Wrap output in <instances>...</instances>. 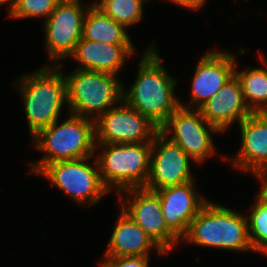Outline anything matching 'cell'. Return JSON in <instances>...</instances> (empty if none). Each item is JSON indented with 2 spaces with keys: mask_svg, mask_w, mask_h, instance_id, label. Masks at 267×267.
I'll use <instances>...</instances> for the list:
<instances>
[{
  "mask_svg": "<svg viewBox=\"0 0 267 267\" xmlns=\"http://www.w3.org/2000/svg\"><path fill=\"white\" fill-rule=\"evenodd\" d=\"M155 42L139 56L135 81L125 88L122 100L147 117L159 129L180 106L175 95L178 80L162 64Z\"/></svg>",
  "mask_w": 267,
  "mask_h": 267,
  "instance_id": "cell-1",
  "label": "cell"
},
{
  "mask_svg": "<svg viewBox=\"0 0 267 267\" xmlns=\"http://www.w3.org/2000/svg\"><path fill=\"white\" fill-rule=\"evenodd\" d=\"M62 67L63 64L44 65L32 73L20 75L13 83L22 96L32 138L59 120L63 105L67 104L66 80Z\"/></svg>",
  "mask_w": 267,
  "mask_h": 267,
  "instance_id": "cell-2",
  "label": "cell"
},
{
  "mask_svg": "<svg viewBox=\"0 0 267 267\" xmlns=\"http://www.w3.org/2000/svg\"><path fill=\"white\" fill-rule=\"evenodd\" d=\"M61 124L58 120L32 138L34 148L42 152L37 161L29 162L28 174L37 175L47 164L76 160L96 155L94 120L67 113ZM59 123V124H58Z\"/></svg>",
  "mask_w": 267,
  "mask_h": 267,
  "instance_id": "cell-3",
  "label": "cell"
},
{
  "mask_svg": "<svg viewBox=\"0 0 267 267\" xmlns=\"http://www.w3.org/2000/svg\"><path fill=\"white\" fill-rule=\"evenodd\" d=\"M181 242L233 252L255 253L248 237L246 214L209 200L191 221L180 244Z\"/></svg>",
  "mask_w": 267,
  "mask_h": 267,
  "instance_id": "cell-4",
  "label": "cell"
},
{
  "mask_svg": "<svg viewBox=\"0 0 267 267\" xmlns=\"http://www.w3.org/2000/svg\"><path fill=\"white\" fill-rule=\"evenodd\" d=\"M100 149V150H99ZM152 142L96 144L101 180L115 194L144 188L149 176ZM101 151V152H100Z\"/></svg>",
  "mask_w": 267,
  "mask_h": 267,
  "instance_id": "cell-5",
  "label": "cell"
},
{
  "mask_svg": "<svg viewBox=\"0 0 267 267\" xmlns=\"http://www.w3.org/2000/svg\"><path fill=\"white\" fill-rule=\"evenodd\" d=\"M64 73L69 113L96 120L122 101L123 82L119 76L74 69Z\"/></svg>",
  "mask_w": 267,
  "mask_h": 267,
  "instance_id": "cell-6",
  "label": "cell"
},
{
  "mask_svg": "<svg viewBox=\"0 0 267 267\" xmlns=\"http://www.w3.org/2000/svg\"><path fill=\"white\" fill-rule=\"evenodd\" d=\"M91 158L95 160L90 165L88 161ZM37 175L44 176L51 186H56L79 205L90 207L110 193L101 180L95 156L53 162L47 164Z\"/></svg>",
  "mask_w": 267,
  "mask_h": 267,
  "instance_id": "cell-7",
  "label": "cell"
},
{
  "mask_svg": "<svg viewBox=\"0 0 267 267\" xmlns=\"http://www.w3.org/2000/svg\"><path fill=\"white\" fill-rule=\"evenodd\" d=\"M159 131L178 145L195 164L205 162L216 153L212 134L221 133L203 118L199 109L182 106L174 111Z\"/></svg>",
  "mask_w": 267,
  "mask_h": 267,
  "instance_id": "cell-8",
  "label": "cell"
},
{
  "mask_svg": "<svg viewBox=\"0 0 267 267\" xmlns=\"http://www.w3.org/2000/svg\"><path fill=\"white\" fill-rule=\"evenodd\" d=\"M90 4V5H89ZM81 0H61L52 14L43 22L44 42L50 65H58L75 50L83 35V22L93 4ZM60 63H59V62Z\"/></svg>",
  "mask_w": 267,
  "mask_h": 267,
  "instance_id": "cell-9",
  "label": "cell"
},
{
  "mask_svg": "<svg viewBox=\"0 0 267 267\" xmlns=\"http://www.w3.org/2000/svg\"><path fill=\"white\" fill-rule=\"evenodd\" d=\"M121 209L126 212L166 253L178 246L180 239L168 228L156 192L131 188L118 194ZM126 201V202H125Z\"/></svg>",
  "mask_w": 267,
  "mask_h": 267,
  "instance_id": "cell-10",
  "label": "cell"
},
{
  "mask_svg": "<svg viewBox=\"0 0 267 267\" xmlns=\"http://www.w3.org/2000/svg\"><path fill=\"white\" fill-rule=\"evenodd\" d=\"M96 144L152 142L159 128L123 100L95 121Z\"/></svg>",
  "mask_w": 267,
  "mask_h": 267,
  "instance_id": "cell-11",
  "label": "cell"
},
{
  "mask_svg": "<svg viewBox=\"0 0 267 267\" xmlns=\"http://www.w3.org/2000/svg\"><path fill=\"white\" fill-rule=\"evenodd\" d=\"M194 162L178 145L160 131L152 140L149 176L145 189L157 191L194 180L190 163Z\"/></svg>",
  "mask_w": 267,
  "mask_h": 267,
  "instance_id": "cell-12",
  "label": "cell"
},
{
  "mask_svg": "<svg viewBox=\"0 0 267 267\" xmlns=\"http://www.w3.org/2000/svg\"><path fill=\"white\" fill-rule=\"evenodd\" d=\"M236 53L208 50L205 52L195 68L192 78L190 103L180 102V106L199 109L209 99L214 97L221 88L235 75L237 62Z\"/></svg>",
  "mask_w": 267,
  "mask_h": 267,
  "instance_id": "cell-13",
  "label": "cell"
},
{
  "mask_svg": "<svg viewBox=\"0 0 267 267\" xmlns=\"http://www.w3.org/2000/svg\"><path fill=\"white\" fill-rule=\"evenodd\" d=\"M168 228L181 239L191 221L209 200L196 187L195 180L155 191Z\"/></svg>",
  "mask_w": 267,
  "mask_h": 267,
  "instance_id": "cell-14",
  "label": "cell"
},
{
  "mask_svg": "<svg viewBox=\"0 0 267 267\" xmlns=\"http://www.w3.org/2000/svg\"><path fill=\"white\" fill-rule=\"evenodd\" d=\"M238 125L240 148L224 160L232 162L234 169L251 174L267 166V113H252Z\"/></svg>",
  "mask_w": 267,
  "mask_h": 267,
  "instance_id": "cell-15",
  "label": "cell"
},
{
  "mask_svg": "<svg viewBox=\"0 0 267 267\" xmlns=\"http://www.w3.org/2000/svg\"><path fill=\"white\" fill-rule=\"evenodd\" d=\"M203 118L224 133L237 122L241 123L252 114L248 108L241 84L234 75L221 90L199 108Z\"/></svg>",
  "mask_w": 267,
  "mask_h": 267,
  "instance_id": "cell-16",
  "label": "cell"
},
{
  "mask_svg": "<svg viewBox=\"0 0 267 267\" xmlns=\"http://www.w3.org/2000/svg\"><path fill=\"white\" fill-rule=\"evenodd\" d=\"M135 48L133 44H109L81 38L69 59L72 58L79 65L75 69L118 76L123 71L127 57L134 54Z\"/></svg>",
  "mask_w": 267,
  "mask_h": 267,
  "instance_id": "cell-17",
  "label": "cell"
},
{
  "mask_svg": "<svg viewBox=\"0 0 267 267\" xmlns=\"http://www.w3.org/2000/svg\"><path fill=\"white\" fill-rule=\"evenodd\" d=\"M111 233L103 257L149 256L155 249L160 256L166 253L122 209Z\"/></svg>",
  "mask_w": 267,
  "mask_h": 267,
  "instance_id": "cell-18",
  "label": "cell"
},
{
  "mask_svg": "<svg viewBox=\"0 0 267 267\" xmlns=\"http://www.w3.org/2000/svg\"><path fill=\"white\" fill-rule=\"evenodd\" d=\"M126 27L92 4L83 22V39L109 44H133Z\"/></svg>",
  "mask_w": 267,
  "mask_h": 267,
  "instance_id": "cell-19",
  "label": "cell"
},
{
  "mask_svg": "<svg viewBox=\"0 0 267 267\" xmlns=\"http://www.w3.org/2000/svg\"><path fill=\"white\" fill-rule=\"evenodd\" d=\"M259 59L263 67L238 70L235 66V75L238 78L244 100L252 113H267V61L260 53ZM264 66H266L264 68Z\"/></svg>",
  "mask_w": 267,
  "mask_h": 267,
  "instance_id": "cell-20",
  "label": "cell"
},
{
  "mask_svg": "<svg viewBox=\"0 0 267 267\" xmlns=\"http://www.w3.org/2000/svg\"><path fill=\"white\" fill-rule=\"evenodd\" d=\"M148 0H94L93 4L115 22L126 28L143 19L144 4Z\"/></svg>",
  "mask_w": 267,
  "mask_h": 267,
  "instance_id": "cell-21",
  "label": "cell"
},
{
  "mask_svg": "<svg viewBox=\"0 0 267 267\" xmlns=\"http://www.w3.org/2000/svg\"><path fill=\"white\" fill-rule=\"evenodd\" d=\"M253 202L251 213L246 215L248 237L255 253L267 255V204L256 197Z\"/></svg>",
  "mask_w": 267,
  "mask_h": 267,
  "instance_id": "cell-22",
  "label": "cell"
},
{
  "mask_svg": "<svg viewBox=\"0 0 267 267\" xmlns=\"http://www.w3.org/2000/svg\"><path fill=\"white\" fill-rule=\"evenodd\" d=\"M61 0H13L9 18H44L45 21Z\"/></svg>",
  "mask_w": 267,
  "mask_h": 267,
  "instance_id": "cell-23",
  "label": "cell"
},
{
  "mask_svg": "<svg viewBox=\"0 0 267 267\" xmlns=\"http://www.w3.org/2000/svg\"><path fill=\"white\" fill-rule=\"evenodd\" d=\"M99 267H149L150 256L102 257Z\"/></svg>",
  "mask_w": 267,
  "mask_h": 267,
  "instance_id": "cell-24",
  "label": "cell"
},
{
  "mask_svg": "<svg viewBox=\"0 0 267 267\" xmlns=\"http://www.w3.org/2000/svg\"><path fill=\"white\" fill-rule=\"evenodd\" d=\"M251 175L255 176L256 179L261 181V188L258 192V195H256V198L259 201L267 204V166L255 170L253 173H251Z\"/></svg>",
  "mask_w": 267,
  "mask_h": 267,
  "instance_id": "cell-25",
  "label": "cell"
},
{
  "mask_svg": "<svg viewBox=\"0 0 267 267\" xmlns=\"http://www.w3.org/2000/svg\"><path fill=\"white\" fill-rule=\"evenodd\" d=\"M207 0H175V5L185 8L186 10L198 11L205 5Z\"/></svg>",
  "mask_w": 267,
  "mask_h": 267,
  "instance_id": "cell-26",
  "label": "cell"
},
{
  "mask_svg": "<svg viewBox=\"0 0 267 267\" xmlns=\"http://www.w3.org/2000/svg\"><path fill=\"white\" fill-rule=\"evenodd\" d=\"M12 3H13V0H0V7L1 6H3V5H8L9 7V9H8V15H9V13H10V11H11V8H12Z\"/></svg>",
  "mask_w": 267,
  "mask_h": 267,
  "instance_id": "cell-27",
  "label": "cell"
},
{
  "mask_svg": "<svg viewBox=\"0 0 267 267\" xmlns=\"http://www.w3.org/2000/svg\"><path fill=\"white\" fill-rule=\"evenodd\" d=\"M162 1H165V2L166 1L168 2L169 1V2H172L173 4H175V0H162ZM148 2H150V0H148Z\"/></svg>",
  "mask_w": 267,
  "mask_h": 267,
  "instance_id": "cell-28",
  "label": "cell"
}]
</instances>
